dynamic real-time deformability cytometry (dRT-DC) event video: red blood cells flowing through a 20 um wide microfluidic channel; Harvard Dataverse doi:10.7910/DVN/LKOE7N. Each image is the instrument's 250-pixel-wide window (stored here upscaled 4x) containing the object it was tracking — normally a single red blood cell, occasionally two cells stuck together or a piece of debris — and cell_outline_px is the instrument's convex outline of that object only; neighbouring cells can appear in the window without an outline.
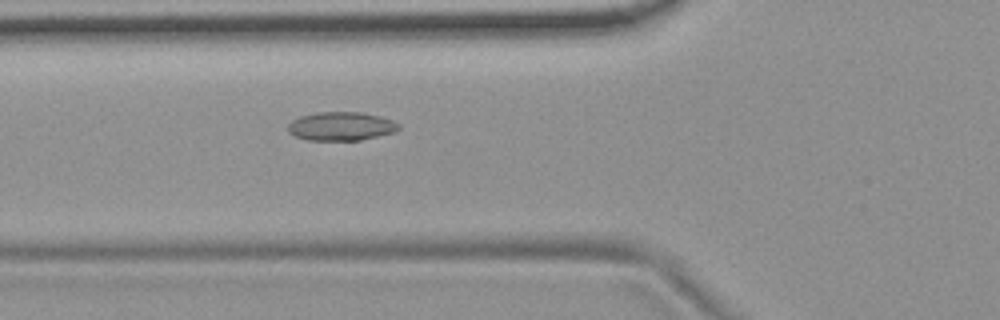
{"species": "common noctule bat (a hibernating species)", "species_latin": "Nyctalus noctula", "temperature_condition": "room temperature", "stored_images_in_passage": 40, "camera_frame_rate_fps": 3000, "um_per_image_px": 0.085, "animal": {"sex": "female", "body_mass_g": 19.9}, "frame": {"image": 1, "passage_image": 5, "time_ms": 1.333, "image_size_px": [1000, 320], "cell_outline_px": [[400, 128], [392, 132], [360, 140], [308, 140], [296, 136], [288, 132], [288, 124], [292, 120], [300, 116], [320, 112], [364, 112], [380, 116], [392, 120], [400, 124]], "centroid_in_image_um": [28.98, 10.72], "position_along_channel_um": 96.8, "area_um2": 18.38}}
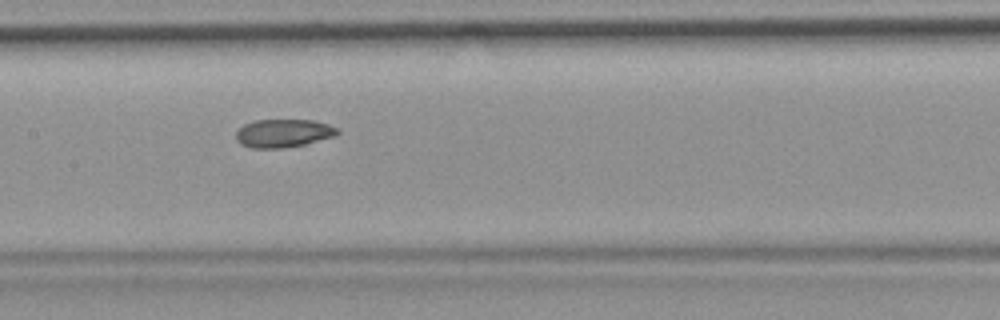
{"frame": {"image": 2, "passage_image": 12, "time_ms": 3.667, "image_size_px": [1000, 320], "cell_outline_px": [[340, 132], [336, 136], [304, 144], [284, 148], [252, 148], [236, 140], [236, 132], [244, 124], [256, 120], [312, 120], [328, 124], [336, 128]], "centroid_in_image_um": [24.1, 11.32], "position_along_channel_um": 183.3, "area_um2": 16.53}}
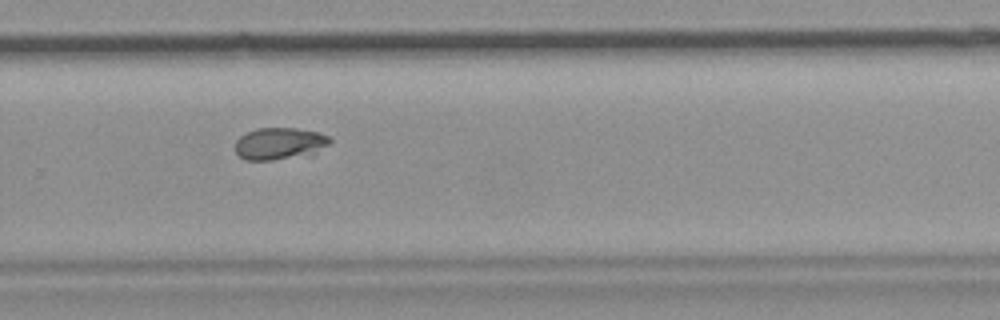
{"frame": {"image": 3, "passage_image": 22, "time_ms": 7.0, "image_size_px": [1000, 320], "cell_outline_px": [[332, 140], [328, 144], [288, 156], [272, 160], [244, 160], [236, 152], [236, 140], [240, 136], [256, 128], [296, 128], [316, 132], [328, 136]], "centroid_in_image_um": [23.61, 12.15], "position_along_channel_um": 306.2, "area_um2": 16.47}}